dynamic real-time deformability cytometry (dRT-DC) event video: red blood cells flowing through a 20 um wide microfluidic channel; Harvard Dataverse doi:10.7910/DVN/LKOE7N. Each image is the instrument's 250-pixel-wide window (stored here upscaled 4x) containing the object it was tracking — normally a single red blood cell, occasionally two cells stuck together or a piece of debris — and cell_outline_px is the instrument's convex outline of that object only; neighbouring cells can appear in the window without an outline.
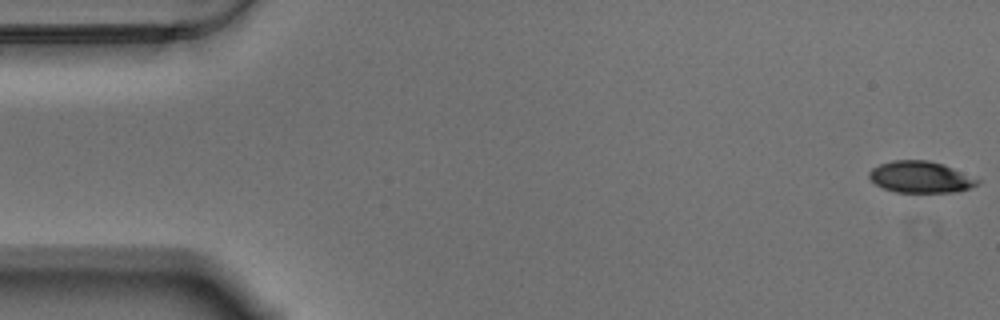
{"species": "Egyptian fruit bat (a non-hibernating species)", "species_latin": "Rousettus aegyptiacus", "temperature_condition": "warm", "stored_images_in_passage": 57, "camera_frame_rate_fps": 3000, "um_per_image_px": 0.085, "animal": {"sex": "male"}, "frame": {"image": 1, "passage_image": 1, "time_ms": 0.0, "image_size_px": [1000, 320], "cell_outline_px": [[980, 184], [956, 192], [896, 192], [884, 188], [876, 184], [868, 176], [868, 172], [872, 168], [880, 164], [892, 160], [928, 160], [944, 164], [980, 180]], "centroid_in_image_um": [78.24, 15.04], "position_along_channel_um": 6.8, "area_um2": 19.83}}
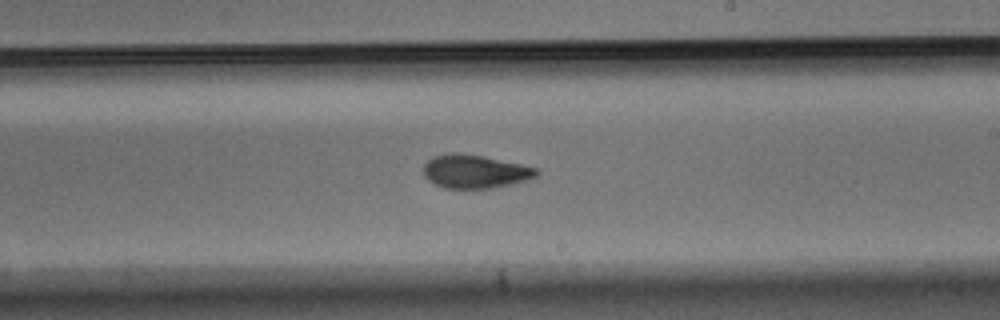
{"frame": {"image": 2, "passage_image": 33, "time_ms": 10.667, "image_size_px": [1000, 320], "cell_outline_px": [[540, 172], [536, 176], [512, 184], [492, 188], [444, 188], [428, 180], [424, 176], [424, 164], [432, 156], [448, 152], [460, 152], [484, 156], [520, 164], [536, 168]], "centroid_in_image_um": [40.33, 14.56], "position_along_channel_um": 248.7, "area_um2": 22.08}}
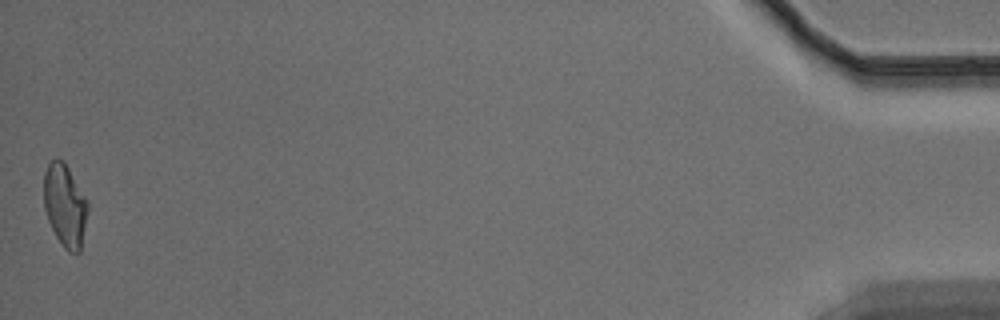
{"frame": {"image": 3, "passage_image": 57, "time_ms": 18.667, "image_size_px": [1000, 320], "cell_outline_px": [[88, 212], [80, 252], [68, 252], [60, 244], [48, 220], [44, 208], [44, 172], [48, 164], [52, 160], [64, 160], [88, 200]], "centroid_in_image_um": [5.53, 17.46], "position_along_channel_um": 429.7, "area_um2": 21.27}, "authors_computed_cell_mechanics": {"area_um2": 21.6172, "velocity_mm_per_s": 3.5041, "shape_relaxation_time_tau1_ms": 4.0513, "shape_relaxation_time_tau2_ms": 2.758, "deformation_change_tau1": 0.1451, "deformation_change_tau2": 0.0803}}